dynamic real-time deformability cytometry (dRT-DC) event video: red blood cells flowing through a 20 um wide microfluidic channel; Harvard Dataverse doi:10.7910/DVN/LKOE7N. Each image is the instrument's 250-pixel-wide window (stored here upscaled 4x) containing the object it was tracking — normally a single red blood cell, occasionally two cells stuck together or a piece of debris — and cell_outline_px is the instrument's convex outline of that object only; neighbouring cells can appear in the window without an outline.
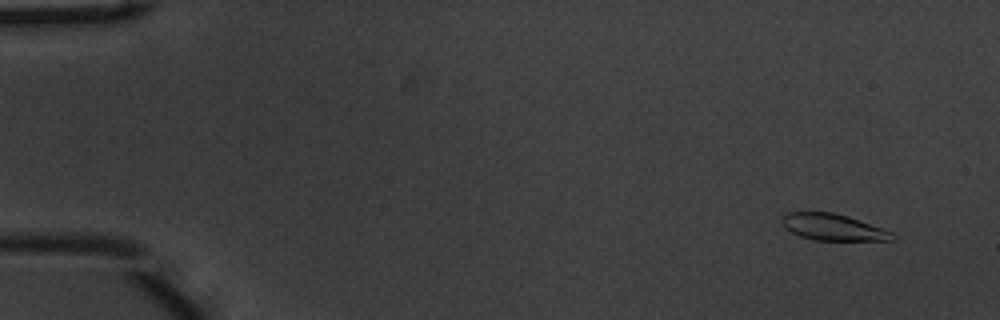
{"species": "common noctule bat (a hibernating species)", "species_latin": "Nyctalus noctula", "temperature_condition": "warm", "stored_images_in_passage": 55, "camera_frame_rate_fps": 3000, "um_per_image_px": 0.085, "animal": {"sex": "male", "body_mass_g": 20.1, "forearm_length_mm": 53.5}, "frame": {"image": 1, "passage_image": 4, "time_ms": 1.0, "image_size_px": [1000, 320], "cell_outline_px": [[896, 236], [892, 240], [816, 240], [800, 236], [792, 232], [784, 224], [784, 216], [788, 212], [832, 212], [848, 216], [892, 232]], "centroid_in_image_um": [70.85, 19.31], "position_along_channel_um": 14.2, "area_um2": 16.59}}
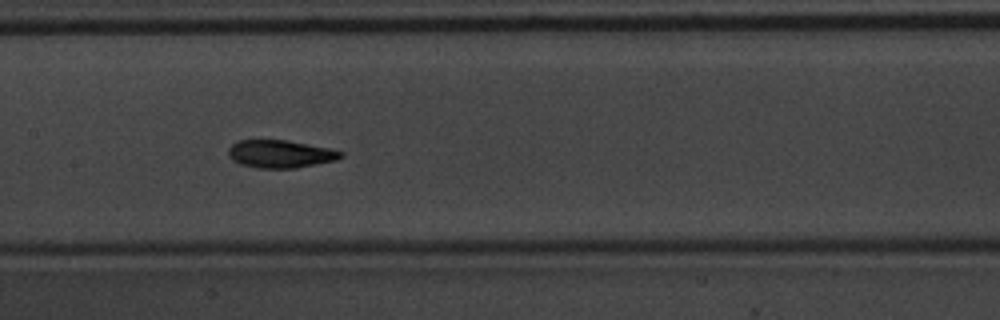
{"frame": {"image": 2, "passage_image": 28, "time_ms": 9.0, "image_size_px": [1000, 320], "cell_outline_px": [[344, 156], [336, 160], [296, 168], [256, 168], [240, 164], [232, 160], [228, 156], [228, 148], [236, 140], [288, 140], [328, 148], [344, 152]], "centroid_in_image_um": [23.8, 13.08], "position_along_channel_um": 183.6, "area_um2": 18.32}}
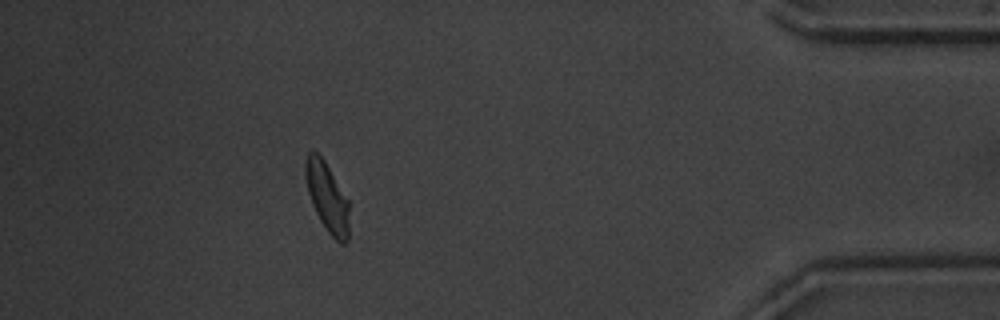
{"frame": {"image": 3, "passage_image": 50, "time_ms": 16.333, "image_size_px": [1000, 320], "cell_outline_px": [[348, 240], [344, 244], [340, 244], [328, 232], [320, 220], [312, 204], [308, 192], [304, 176], [304, 160], [308, 152], [312, 148], [324, 160], [348, 200]], "centroid_in_image_um": [27.77, 16.72], "position_along_channel_um": 407.4, "area_um2": 17.63}, "authors_computed_cell_mechanics": {"area_um2": 17.9758, "velocity_mm_per_s": 3.6884, "shape_relaxation_time_tau1_ms": 2.7913, "shape_relaxation_time_tau2_ms": 2.2467, "deformation_change_tau1": 0.1314, "deformation_change_tau2": 0.0778}}